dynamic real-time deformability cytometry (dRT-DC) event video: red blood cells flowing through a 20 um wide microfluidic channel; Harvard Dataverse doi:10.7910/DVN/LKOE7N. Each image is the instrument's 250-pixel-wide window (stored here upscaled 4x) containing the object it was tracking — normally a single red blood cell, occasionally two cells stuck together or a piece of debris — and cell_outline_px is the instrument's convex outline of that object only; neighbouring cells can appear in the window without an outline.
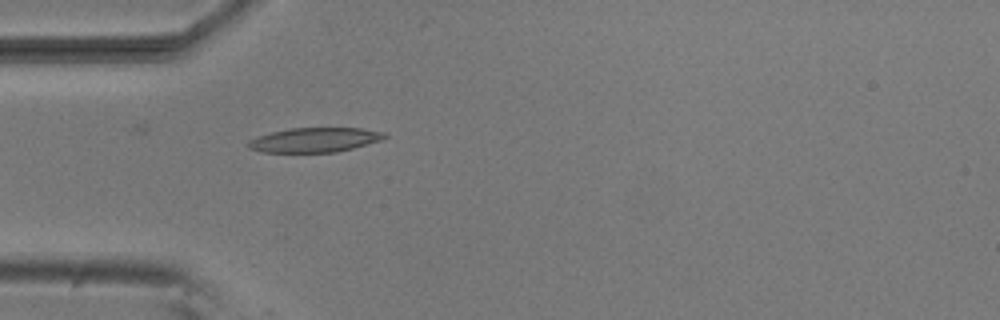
{"species": "common noctule bat (a hibernating species)", "species_latin": "Nyctalus noctula", "temperature_condition": "room temperature", "stored_images_in_passage": 20, "camera_frame_rate_fps": 3000, "um_per_image_px": 0.085, "animal": {"sex": "male", "body_mass_g": 20.5, "forearm_length_mm": 52.5}, "frame": {"image": 1, "passage_image": 15, "time_ms": 4.667, "image_size_px": [1000, 320], "cell_outline_px": [[388, 136], [380, 140], [352, 148], [336, 152], [260, 152], [248, 148], [248, 140], [256, 136], [288, 128], [360, 128], [384, 132]], "centroid_in_image_um": [26.7, 11.89], "position_along_channel_um": 58.3, "area_um2": 19.42}}